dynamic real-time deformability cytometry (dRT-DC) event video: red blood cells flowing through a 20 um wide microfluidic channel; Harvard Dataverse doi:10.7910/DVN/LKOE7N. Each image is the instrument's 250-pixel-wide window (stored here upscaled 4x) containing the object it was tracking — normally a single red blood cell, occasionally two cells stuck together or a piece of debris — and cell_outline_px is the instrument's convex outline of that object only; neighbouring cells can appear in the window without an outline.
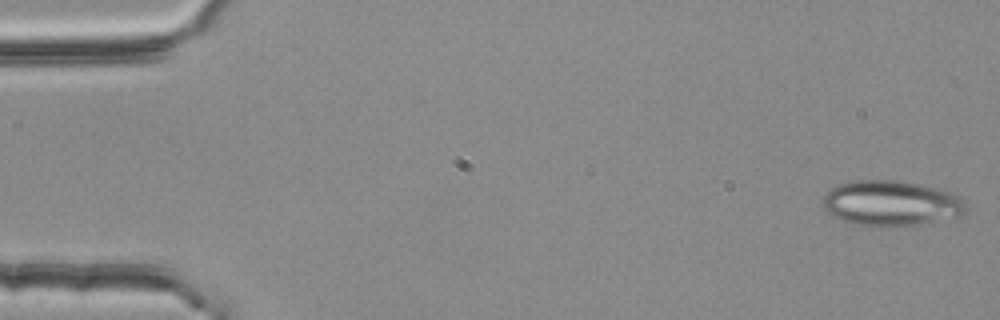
{"species": "common noctule bat (a hibernating species)", "species_latin": "Nyctalus noctula", "temperature_condition": "room temperature", "stored_images_in_passage": 4, "camera_frame_rate_fps": 3000, "um_per_image_px": 0.085, "animal": {"sex": "female", "body_mass_g": 25.1}, "frame": {"image": 1, "passage_image": 1, "time_ms": 0.0, "image_size_px": [1000, 320], "cell_outline_px": [[968, 208], [960, 216], [916, 224], [888, 228], [872, 228], [852, 224], [840, 220], [832, 216], [824, 208], [824, 196], [836, 184], [856, 180], [896, 180], [916, 184], [948, 192], [956, 196]], "centroid_in_image_um": [75.66, 17.31], "position_along_channel_um": 9.3, "area_um2": 37.74}}